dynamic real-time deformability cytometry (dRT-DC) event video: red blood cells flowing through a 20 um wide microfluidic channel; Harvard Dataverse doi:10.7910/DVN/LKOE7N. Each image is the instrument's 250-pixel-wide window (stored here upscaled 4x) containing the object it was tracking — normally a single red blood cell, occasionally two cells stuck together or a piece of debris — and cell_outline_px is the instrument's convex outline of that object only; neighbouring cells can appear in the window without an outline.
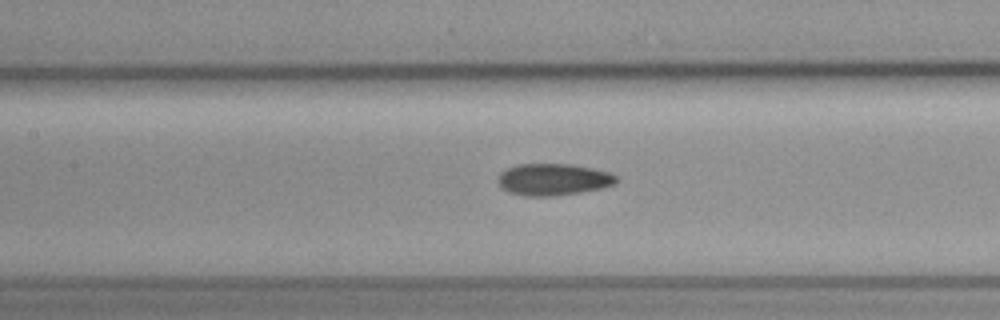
{"species": "common noctule bat (a hibernating species)", "species_latin": "Nyctalus noctula", "temperature_condition": "cold", "stored_images_in_passage": 22, "camera_frame_rate_fps": 3000, "um_per_image_px": 0.085, "animal": {"sex": "female", "body_mass_g": 19.3, "forearm_length_mm": 54.1}, "frame": {"image": 1, "passage_image": 16, "time_ms": 5.0, "image_size_px": [1000, 320], "cell_outline_px": [[616, 184], [600, 188], [580, 192], [556, 196], [524, 196], [508, 192], [496, 180], [500, 172], [516, 164], [572, 164], [592, 168], [608, 172], [616, 176]], "centroid_in_image_um": [47.0, 15.25], "position_along_channel_um": 160.4, "area_um2": 21.91}}